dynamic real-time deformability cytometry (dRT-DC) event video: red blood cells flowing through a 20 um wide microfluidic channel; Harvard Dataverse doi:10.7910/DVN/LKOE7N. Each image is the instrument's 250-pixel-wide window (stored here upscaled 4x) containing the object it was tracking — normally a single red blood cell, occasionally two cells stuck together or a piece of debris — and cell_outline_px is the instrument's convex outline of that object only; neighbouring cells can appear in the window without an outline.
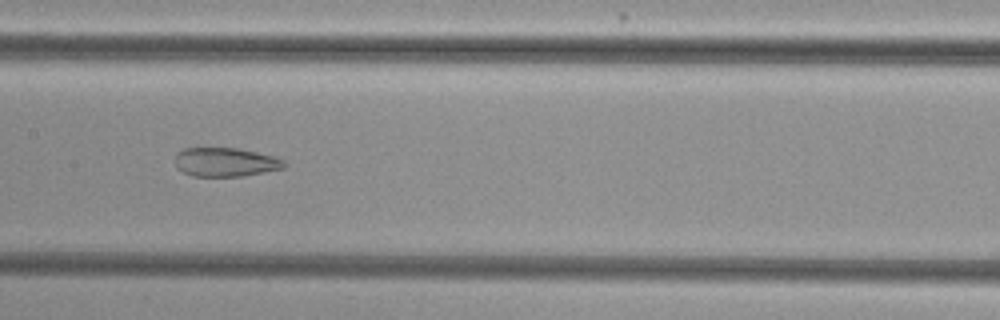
{"species": "common noctule bat (a hibernating species)", "species_latin": "Nyctalus noctula", "temperature_condition": "cold", "stored_images_in_passage": 53, "camera_frame_rate_fps": 3000, "um_per_image_px": 0.085, "animal": {"sex": "female", "body_mass_g": 29.2, "forearm_length_mm": 56.3}, "frame": {"image": 1, "passage_image": 27, "time_ms": 8.667, "image_size_px": [1000, 320], "cell_outline_px": [[284, 168], [264, 172], [240, 176], [192, 176], [176, 168], [176, 152], [184, 148], [236, 148], [256, 152], [272, 156], [284, 160]], "centroid_in_image_um": [19.12, 13.78], "position_along_channel_um": 188.3, "area_um2": 18.21}}
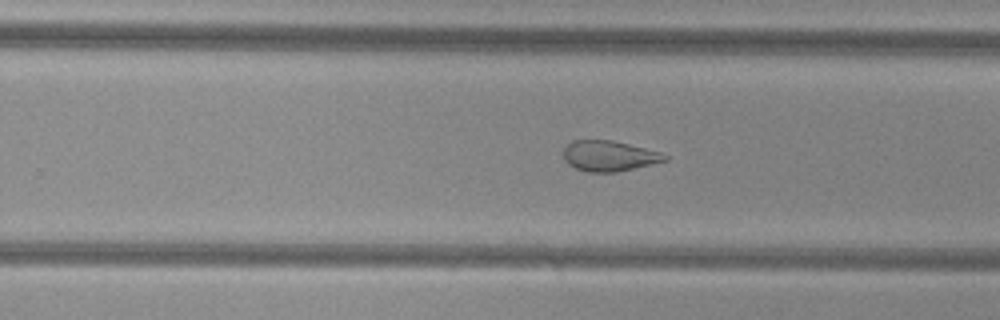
{"frame": {"image": 2, "passage_image": 34, "time_ms": 11.0, "image_size_px": [1000, 320], "cell_outline_px": [[668, 160], [652, 164], [616, 172], [588, 172], [576, 168], [568, 164], [564, 160], [564, 148], [572, 140], [612, 140], [660, 152], [668, 156]], "centroid_in_image_um": [51.76, 13.25], "position_along_channel_um": 278.0, "area_um2": 17.92}}
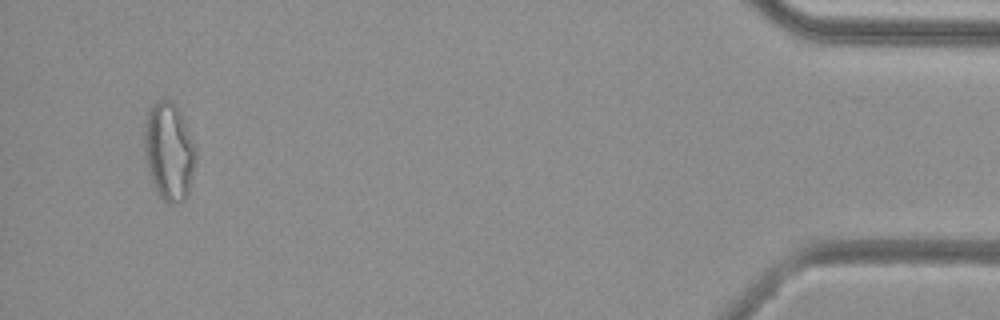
{"frame": {"image": 3, "passage_image": 51, "time_ms": 16.667, "image_size_px": [1000, 320], "cell_outline_px": [[196, 164], [188, 192], [184, 200], [176, 204], [168, 204], [156, 192], [152, 184], [144, 152], [144, 132], [148, 112], [152, 104], [160, 100], [172, 100], [176, 104], [196, 144]], "centroid_in_image_um": [14.38, 12.88], "position_along_channel_um": 420.8, "area_um2": 29.65}, "authors_computed_cell_mechanics": {"area_um2": 24.9696, "velocity_mm_per_s": 3.856, "shape_relaxation_time_tau1_ms": null, "shape_relaxation_time_tau2_ms": 1.9606, "deformation_change_tau1": null, "deformation_change_tau2": 0.099}}